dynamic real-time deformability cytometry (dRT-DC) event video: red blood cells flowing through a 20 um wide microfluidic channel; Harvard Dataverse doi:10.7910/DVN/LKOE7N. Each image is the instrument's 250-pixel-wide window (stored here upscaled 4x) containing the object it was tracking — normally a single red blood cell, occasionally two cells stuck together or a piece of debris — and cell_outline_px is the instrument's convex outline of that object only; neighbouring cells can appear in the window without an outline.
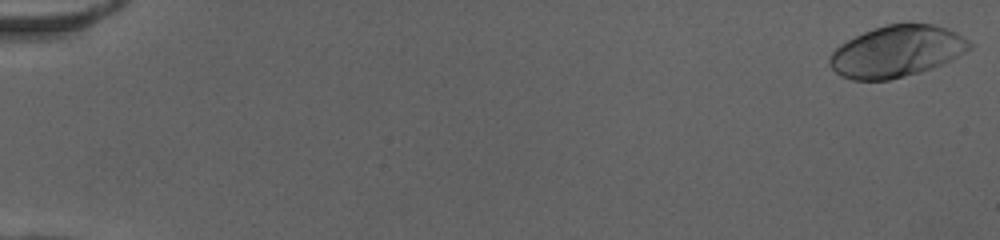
{"species": "human", "species_latin": "Homo sapiens", "temperature_condition": "cold", "stored_images_in_passage": 53, "camera_frame_rate_fps": 3000, "um_per_image_px": 0.085, "donor": {"sex": "female"}, "frame": {"image": 1, "passage_image": 1, "time_ms": 0.0, "image_size_px": [1000, 240], "cell_outline_px": [[972, 48], [944, 64], [932, 68], [904, 76], [888, 80], [852, 80], [840, 76], [828, 64], [828, 56], [840, 44], [872, 28], [888, 24], [932, 24], [948, 28], [956, 32], [968, 40], [972, 44]], "centroid_in_image_um": [76.21, 4.37], "position_along_channel_um": 8.8, "area_um2": 41.91}}
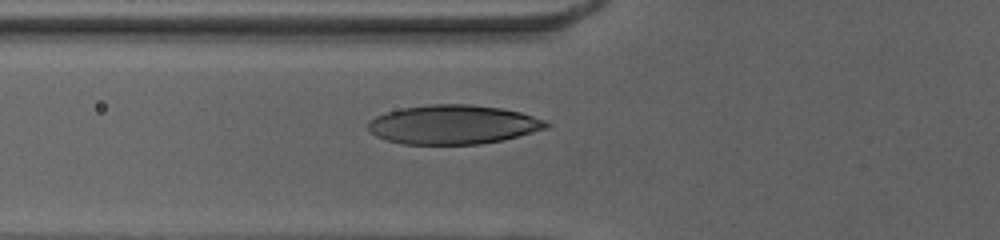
{"frame": {"image": 2, "passage_image": 21, "time_ms": 6.667, "image_size_px": [1000, 240], "cell_outline_px": [[552, 124], [548, 128], [504, 140], [480, 144], [404, 144], [388, 140], [376, 136], [368, 128], [368, 120], [376, 116], [400, 108], [428, 104], [468, 104], [500, 108], [520, 112], [544, 120]], "centroid_in_image_um": [38.53, 10.59], "position_along_channel_um": 87.3, "area_um2": 40.63}}
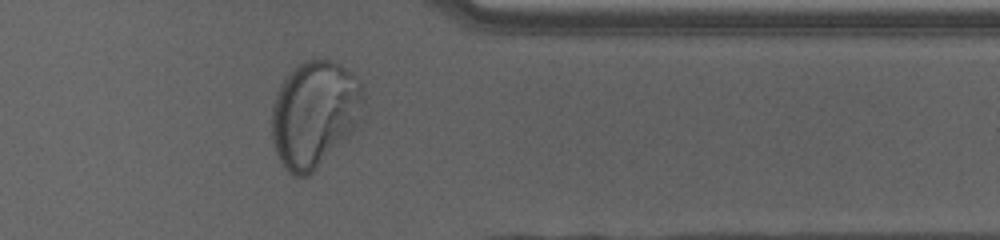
{"frame": {"image": 3, "passage_image": 44, "time_ms": 14.333, "image_size_px": [1000, 240], "cell_outline_px": [[364, 104], [360, 116], [356, 124], [348, 136], [308, 176], [292, 176], [284, 168], [276, 152], [272, 140], [272, 104], [276, 92], [284, 76], [296, 64], [304, 60], [332, 60], [340, 64], [356, 76], [360, 80], [364, 88]], "centroid_in_image_um": [26.71, 9.64], "position_along_channel_um": 384.7, "area_um2": 57.16}, "authors_computed_cell_mechanics": {"area_um2": 40.9224, "velocity_mm_per_s": 3.9356, "shape_relaxation_time_tau1_ms": 4.8183, "shape_relaxation_time_tau2_ms": null, "deformation_change_tau1": 0.229, "deformation_change_tau2": null}}